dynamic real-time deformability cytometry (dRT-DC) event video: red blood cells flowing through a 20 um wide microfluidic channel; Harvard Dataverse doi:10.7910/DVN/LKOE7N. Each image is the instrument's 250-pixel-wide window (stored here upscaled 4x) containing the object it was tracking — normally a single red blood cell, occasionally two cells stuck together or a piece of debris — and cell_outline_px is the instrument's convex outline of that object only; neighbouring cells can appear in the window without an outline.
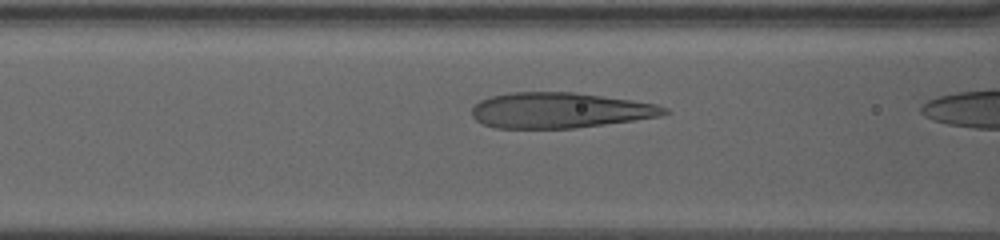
{"species": "human", "species_latin": "Homo sapiens", "temperature_condition": "warm", "stored_images_in_passage": 8, "camera_frame_rate_fps": 3000, "um_per_image_px": 0.085, "donor": {"sex": "female"}, "frame": {"image": 1, "passage_image": 7, "time_ms": 1.333, "image_size_px": [1000, 240], "cell_outline_px": [[672, 112], [660, 116], [576, 128], [496, 128], [484, 124], [476, 120], [472, 116], [472, 108], [480, 100], [492, 96], [508, 92], [576, 92], [632, 100], [656, 104], [668, 108]], "centroid_in_image_um": [47.59, 9.37], "position_along_channel_um": 119.0, "area_um2": 39.82}}